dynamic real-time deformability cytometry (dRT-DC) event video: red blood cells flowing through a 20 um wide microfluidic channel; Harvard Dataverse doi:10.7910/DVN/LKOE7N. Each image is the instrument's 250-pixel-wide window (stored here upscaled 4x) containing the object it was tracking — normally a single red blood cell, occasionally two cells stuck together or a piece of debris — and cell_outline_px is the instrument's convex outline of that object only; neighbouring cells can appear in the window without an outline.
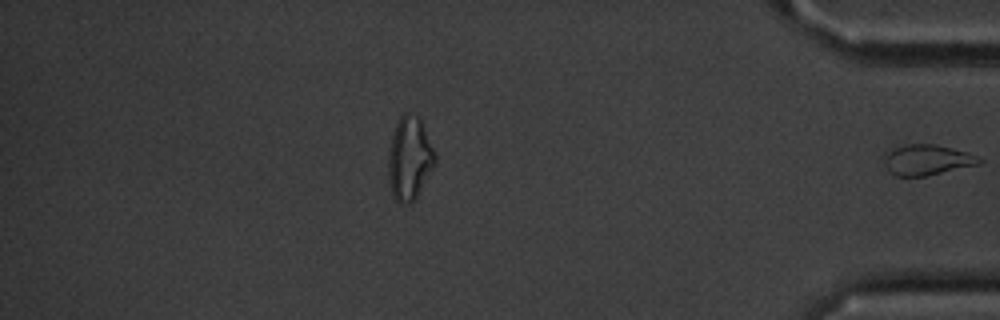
{"species": "common noctule bat (a hibernating species)", "species_latin": "Nyctalus noctula", "temperature_condition": "cold", "stored_images_in_passage": 44, "segment_of_instrument_passage": [2, 2], "camera_frame_rate_fps": 3000, "um_per_image_px": 0.085, "animal": {"sex": "male", "body_mass_g": 20.1, "forearm_length_mm": 53.5}, "frame": {"image": 1, "passage_image": 44, "time_ms": 14.333, "image_size_px": [1000, 320], "cell_outline_px": [[984, 160], [980, 164], [928, 176], [896, 176], [888, 168], [884, 160], [884, 152], [908, 144], [936, 144], [968, 152], [980, 156]], "centroid_in_image_um": [78.87, 13.59], "position_along_channel_um": 356.3, "area_um2": 16.99}}